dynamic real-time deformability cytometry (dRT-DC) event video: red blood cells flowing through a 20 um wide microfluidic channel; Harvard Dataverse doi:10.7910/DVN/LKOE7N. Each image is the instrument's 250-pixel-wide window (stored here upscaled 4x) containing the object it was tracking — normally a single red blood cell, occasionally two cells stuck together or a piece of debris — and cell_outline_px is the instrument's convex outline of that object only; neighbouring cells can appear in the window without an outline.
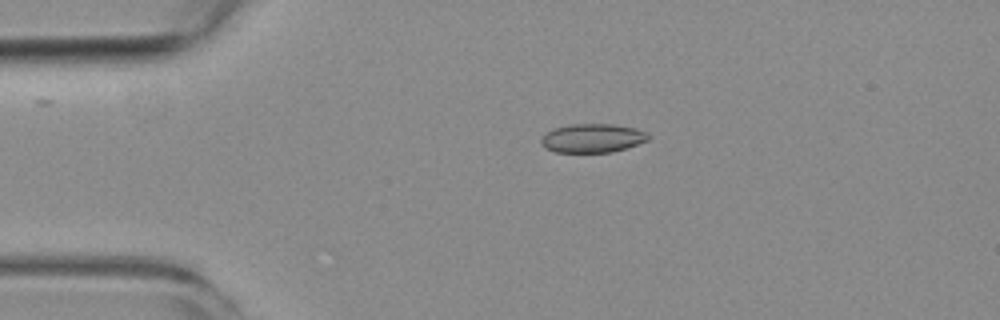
{"species": "common noctule bat (a hibernating species)", "species_latin": "Nyctalus noctula", "temperature_condition": "room temperature", "stored_images_in_passage": 4, "camera_frame_rate_fps": 3000, "um_per_image_px": 0.085, "animal": {"sex": "female", "body_mass_g": 19.3, "forearm_length_mm": 54.1}, "frame": {"image": 1, "passage_image": 4, "time_ms": 4.0, "image_size_px": [1000, 320], "cell_outline_px": [[652, 136], [648, 140], [628, 148], [612, 152], [556, 152], [544, 148], [540, 144], [540, 140], [548, 132], [556, 128], [572, 124], [612, 124], [636, 128], [648, 132]], "centroid_in_image_um": [50.42, 11.75], "position_along_channel_um": 34.6, "area_um2": 18.09}}